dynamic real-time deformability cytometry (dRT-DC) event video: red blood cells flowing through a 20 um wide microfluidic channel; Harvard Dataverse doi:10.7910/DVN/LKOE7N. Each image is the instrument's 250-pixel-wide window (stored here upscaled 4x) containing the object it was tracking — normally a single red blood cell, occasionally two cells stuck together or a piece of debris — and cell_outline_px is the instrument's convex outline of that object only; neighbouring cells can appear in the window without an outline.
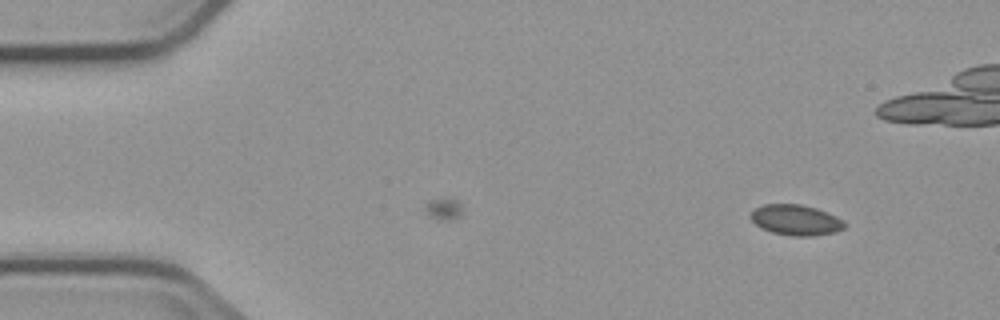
{"species": "common noctule bat (a hibernating species)", "species_latin": "Nyctalus noctula", "temperature_condition": "cold", "stored_images_in_passage": 3, "camera_frame_rate_fps": 3000, "um_per_image_px": 0.085, "animal": {"sex": "male", "body_mass_g": 23.1, "forearm_length_mm": 52.7}, "frame": {"image": 1, "passage_image": 3, "time_ms": 3.0, "image_size_px": [1000, 320], "cell_outline_px": [[844, 228], [836, 232], [812, 236], [792, 236], [772, 232], [760, 228], [748, 216], [756, 208], [764, 204], [800, 204], [816, 208], [828, 212], [844, 220]], "centroid_in_image_um": [67.65, 18.7], "position_along_channel_um": 17.4, "area_um2": 16.76}}